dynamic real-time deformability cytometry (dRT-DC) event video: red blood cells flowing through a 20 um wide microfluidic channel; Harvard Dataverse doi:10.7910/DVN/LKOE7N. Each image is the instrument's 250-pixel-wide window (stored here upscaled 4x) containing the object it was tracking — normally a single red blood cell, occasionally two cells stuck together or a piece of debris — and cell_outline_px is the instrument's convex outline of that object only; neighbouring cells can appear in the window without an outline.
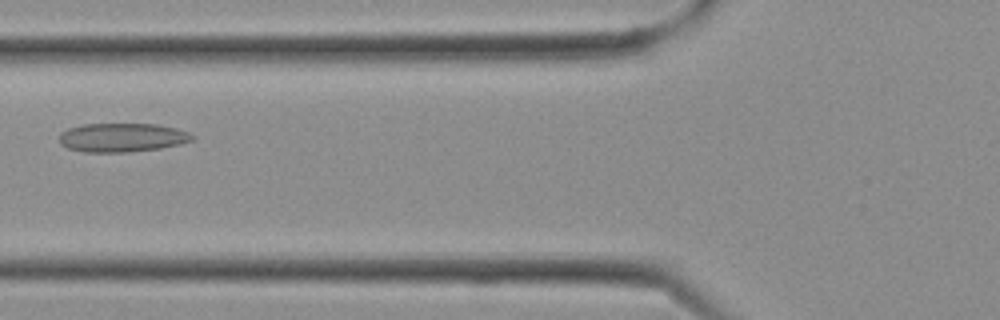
{"species": "Egyptian fruit bat (a non-hibernating species)", "species_latin": "Rousettus aegyptiacus", "temperature_condition": "cold", "stored_images_in_passage": 10, "camera_frame_rate_fps": 3000, "um_per_image_px": 0.085, "frame": {"image": 1, "passage_image": 9, "time_ms": 2.667, "image_size_px": [1000, 320], "cell_outline_px": [[196, 136], [192, 140], [180, 144], [160, 148], [128, 152], [84, 152], [68, 148], [60, 144], [60, 132], [68, 128], [84, 124], [156, 124], [176, 128], [188, 132]], "centroid_in_image_um": [10.38, 11.69], "position_along_channel_um": 115.4, "area_um2": 22.37}}